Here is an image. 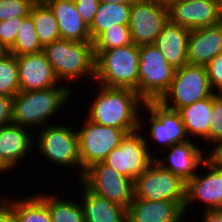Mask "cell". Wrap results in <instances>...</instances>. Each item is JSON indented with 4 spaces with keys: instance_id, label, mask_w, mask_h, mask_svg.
I'll use <instances>...</instances> for the list:
<instances>
[{
    "instance_id": "1",
    "label": "cell",
    "mask_w": 222,
    "mask_h": 222,
    "mask_svg": "<svg viewBox=\"0 0 222 222\" xmlns=\"http://www.w3.org/2000/svg\"><path fill=\"white\" fill-rule=\"evenodd\" d=\"M97 86L100 88L87 108L86 118L98 125L125 129L128 133L139 130L140 111L145 104L139 94L129 88Z\"/></svg>"
},
{
    "instance_id": "2",
    "label": "cell",
    "mask_w": 222,
    "mask_h": 222,
    "mask_svg": "<svg viewBox=\"0 0 222 222\" xmlns=\"http://www.w3.org/2000/svg\"><path fill=\"white\" fill-rule=\"evenodd\" d=\"M73 88V85L71 88L59 84L43 90L18 92L13 97V123L28 129L51 124L50 120L70 101Z\"/></svg>"
},
{
    "instance_id": "3",
    "label": "cell",
    "mask_w": 222,
    "mask_h": 222,
    "mask_svg": "<svg viewBox=\"0 0 222 222\" xmlns=\"http://www.w3.org/2000/svg\"><path fill=\"white\" fill-rule=\"evenodd\" d=\"M43 52L60 83L74 84L76 79L78 82L82 77L94 79L95 55L92 41L59 39L46 45Z\"/></svg>"
},
{
    "instance_id": "4",
    "label": "cell",
    "mask_w": 222,
    "mask_h": 222,
    "mask_svg": "<svg viewBox=\"0 0 222 222\" xmlns=\"http://www.w3.org/2000/svg\"><path fill=\"white\" fill-rule=\"evenodd\" d=\"M95 77L98 84L109 88H129L138 93L139 46L94 50Z\"/></svg>"
},
{
    "instance_id": "5",
    "label": "cell",
    "mask_w": 222,
    "mask_h": 222,
    "mask_svg": "<svg viewBox=\"0 0 222 222\" xmlns=\"http://www.w3.org/2000/svg\"><path fill=\"white\" fill-rule=\"evenodd\" d=\"M55 124V125H54ZM52 123L39 128L38 135L34 136L36 153L41 155L44 160L48 159L54 166L75 167L80 169L78 179H82V166L79 158V146L77 129L69 127L63 123ZM63 124V125H62Z\"/></svg>"
},
{
    "instance_id": "6",
    "label": "cell",
    "mask_w": 222,
    "mask_h": 222,
    "mask_svg": "<svg viewBox=\"0 0 222 222\" xmlns=\"http://www.w3.org/2000/svg\"><path fill=\"white\" fill-rule=\"evenodd\" d=\"M173 68L154 44L139 46L138 94L146 101H159L169 90Z\"/></svg>"
},
{
    "instance_id": "7",
    "label": "cell",
    "mask_w": 222,
    "mask_h": 222,
    "mask_svg": "<svg viewBox=\"0 0 222 222\" xmlns=\"http://www.w3.org/2000/svg\"><path fill=\"white\" fill-rule=\"evenodd\" d=\"M145 120L140 118L139 130L128 133L103 161L118 173L132 179L140 176L154 161L155 154L151 153L148 139L143 136ZM150 150V151H149Z\"/></svg>"
},
{
    "instance_id": "8",
    "label": "cell",
    "mask_w": 222,
    "mask_h": 222,
    "mask_svg": "<svg viewBox=\"0 0 222 222\" xmlns=\"http://www.w3.org/2000/svg\"><path fill=\"white\" fill-rule=\"evenodd\" d=\"M205 66L184 65L175 70L169 90L159 100L165 107L178 111L213 94Z\"/></svg>"
},
{
    "instance_id": "9",
    "label": "cell",
    "mask_w": 222,
    "mask_h": 222,
    "mask_svg": "<svg viewBox=\"0 0 222 222\" xmlns=\"http://www.w3.org/2000/svg\"><path fill=\"white\" fill-rule=\"evenodd\" d=\"M84 122L77 131L82 178L88 168L103 162L106 156L118 147L121 140L128 134L125 129L98 125L87 118Z\"/></svg>"
},
{
    "instance_id": "10",
    "label": "cell",
    "mask_w": 222,
    "mask_h": 222,
    "mask_svg": "<svg viewBox=\"0 0 222 222\" xmlns=\"http://www.w3.org/2000/svg\"><path fill=\"white\" fill-rule=\"evenodd\" d=\"M134 196L149 201L185 202L186 183L153 161L134 179Z\"/></svg>"
},
{
    "instance_id": "11",
    "label": "cell",
    "mask_w": 222,
    "mask_h": 222,
    "mask_svg": "<svg viewBox=\"0 0 222 222\" xmlns=\"http://www.w3.org/2000/svg\"><path fill=\"white\" fill-rule=\"evenodd\" d=\"M90 191L126 209L133 201L134 181L103 162L88 168L80 180Z\"/></svg>"
},
{
    "instance_id": "12",
    "label": "cell",
    "mask_w": 222,
    "mask_h": 222,
    "mask_svg": "<svg viewBox=\"0 0 222 222\" xmlns=\"http://www.w3.org/2000/svg\"><path fill=\"white\" fill-rule=\"evenodd\" d=\"M143 108L145 110L141 111L149 112L148 116L150 114L148 131L143 136L145 139L149 136L151 141L158 143L162 151L189 140L178 111L165 107L159 101H146Z\"/></svg>"
},
{
    "instance_id": "13",
    "label": "cell",
    "mask_w": 222,
    "mask_h": 222,
    "mask_svg": "<svg viewBox=\"0 0 222 222\" xmlns=\"http://www.w3.org/2000/svg\"><path fill=\"white\" fill-rule=\"evenodd\" d=\"M169 20L168 6L156 0H138L130 9L129 27L135 45L153 44Z\"/></svg>"
},
{
    "instance_id": "14",
    "label": "cell",
    "mask_w": 222,
    "mask_h": 222,
    "mask_svg": "<svg viewBox=\"0 0 222 222\" xmlns=\"http://www.w3.org/2000/svg\"><path fill=\"white\" fill-rule=\"evenodd\" d=\"M207 172L196 174L186 184V199L184 204L185 215L195 207V203H202L204 210L222 209V168L203 162ZM194 203V204H193Z\"/></svg>"
},
{
    "instance_id": "15",
    "label": "cell",
    "mask_w": 222,
    "mask_h": 222,
    "mask_svg": "<svg viewBox=\"0 0 222 222\" xmlns=\"http://www.w3.org/2000/svg\"><path fill=\"white\" fill-rule=\"evenodd\" d=\"M197 145L199 146L190 139L174 144L163 150L167 156L155 157L154 161L187 184L198 173V168L202 167L206 160V148Z\"/></svg>"
},
{
    "instance_id": "16",
    "label": "cell",
    "mask_w": 222,
    "mask_h": 222,
    "mask_svg": "<svg viewBox=\"0 0 222 222\" xmlns=\"http://www.w3.org/2000/svg\"><path fill=\"white\" fill-rule=\"evenodd\" d=\"M169 20L189 30L222 22L216 0H175L168 5Z\"/></svg>"
},
{
    "instance_id": "17",
    "label": "cell",
    "mask_w": 222,
    "mask_h": 222,
    "mask_svg": "<svg viewBox=\"0 0 222 222\" xmlns=\"http://www.w3.org/2000/svg\"><path fill=\"white\" fill-rule=\"evenodd\" d=\"M15 57L20 91L43 90L60 84L44 52Z\"/></svg>"
},
{
    "instance_id": "18",
    "label": "cell",
    "mask_w": 222,
    "mask_h": 222,
    "mask_svg": "<svg viewBox=\"0 0 222 222\" xmlns=\"http://www.w3.org/2000/svg\"><path fill=\"white\" fill-rule=\"evenodd\" d=\"M184 204L185 202L149 201L134 196L126 209V222H183L186 219Z\"/></svg>"
},
{
    "instance_id": "19",
    "label": "cell",
    "mask_w": 222,
    "mask_h": 222,
    "mask_svg": "<svg viewBox=\"0 0 222 222\" xmlns=\"http://www.w3.org/2000/svg\"><path fill=\"white\" fill-rule=\"evenodd\" d=\"M33 132L15 123L0 127V161L10 170L17 169L34 147ZM28 154V155H27Z\"/></svg>"
},
{
    "instance_id": "20",
    "label": "cell",
    "mask_w": 222,
    "mask_h": 222,
    "mask_svg": "<svg viewBox=\"0 0 222 222\" xmlns=\"http://www.w3.org/2000/svg\"><path fill=\"white\" fill-rule=\"evenodd\" d=\"M222 50V22L217 25L190 30L188 64L206 66Z\"/></svg>"
},
{
    "instance_id": "21",
    "label": "cell",
    "mask_w": 222,
    "mask_h": 222,
    "mask_svg": "<svg viewBox=\"0 0 222 222\" xmlns=\"http://www.w3.org/2000/svg\"><path fill=\"white\" fill-rule=\"evenodd\" d=\"M53 12L61 39L91 41L89 27L78 13L74 0H42Z\"/></svg>"
},
{
    "instance_id": "22",
    "label": "cell",
    "mask_w": 222,
    "mask_h": 222,
    "mask_svg": "<svg viewBox=\"0 0 222 222\" xmlns=\"http://www.w3.org/2000/svg\"><path fill=\"white\" fill-rule=\"evenodd\" d=\"M189 34V29L168 20L153 43L163 53L167 62L175 69L188 64L187 46Z\"/></svg>"
},
{
    "instance_id": "23",
    "label": "cell",
    "mask_w": 222,
    "mask_h": 222,
    "mask_svg": "<svg viewBox=\"0 0 222 222\" xmlns=\"http://www.w3.org/2000/svg\"><path fill=\"white\" fill-rule=\"evenodd\" d=\"M85 222H126V208L90 191L79 181Z\"/></svg>"
},
{
    "instance_id": "24",
    "label": "cell",
    "mask_w": 222,
    "mask_h": 222,
    "mask_svg": "<svg viewBox=\"0 0 222 222\" xmlns=\"http://www.w3.org/2000/svg\"><path fill=\"white\" fill-rule=\"evenodd\" d=\"M213 107V94L178 110L189 139L197 138L209 143L210 116ZM191 136V138L189 137Z\"/></svg>"
},
{
    "instance_id": "25",
    "label": "cell",
    "mask_w": 222,
    "mask_h": 222,
    "mask_svg": "<svg viewBox=\"0 0 222 222\" xmlns=\"http://www.w3.org/2000/svg\"><path fill=\"white\" fill-rule=\"evenodd\" d=\"M132 5L124 3H102L89 27L91 41L93 42L103 31L118 25H129L130 9Z\"/></svg>"
},
{
    "instance_id": "26",
    "label": "cell",
    "mask_w": 222,
    "mask_h": 222,
    "mask_svg": "<svg viewBox=\"0 0 222 222\" xmlns=\"http://www.w3.org/2000/svg\"><path fill=\"white\" fill-rule=\"evenodd\" d=\"M37 195L47 204L52 222H85L82 205L79 199H71L59 194H46L43 191ZM43 193V194H42Z\"/></svg>"
},
{
    "instance_id": "27",
    "label": "cell",
    "mask_w": 222,
    "mask_h": 222,
    "mask_svg": "<svg viewBox=\"0 0 222 222\" xmlns=\"http://www.w3.org/2000/svg\"><path fill=\"white\" fill-rule=\"evenodd\" d=\"M3 199L13 210L18 222H52L47 204L36 194Z\"/></svg>"
},
{
    "instance_id": "28",
    "label": "cell",
    "mask_w": 222,
    "mask_h": 222,
    "mask_svg": "<svg viewBox=\"0 0 222 222\" xmlns=\"http://www.w3.org/2000/svg\"><path fill=\"white\" fill-rule=\"evenodd\" d=\"M29 15L34 21L38 41L43 48L61 39L58 22L51 9L42 0H37L32 5Z\"/></svg>"
},
{
    "instance_id": "29",
    "label": "cell",
    "mask_w": 222,
    "mask_h": 222,
    "mask_svg": "<svg viewBox=\"0 0 222 222\" xmlns=\"http://www.w3.org/2000/svg\"><path fill=\"white\" fill-rule=\"evenodd\" d=\"M7 52L14 56L43 52V47L38 41L34 21L30 15L23 20L15 42Z\"/></svg>"
},
{
    "instance_id": "30",
    "label": "cell",
    "mask_w": 222,
    "mask_h": 222,
    "mask_svg": "<svg viewBox=\"0 0 222 222\" xmlns=\"http://www.w3.org/2000/svg\"><path fill=\"white\" fill-rule=\"evenodd\" d=\"M20 92L16 57L9 52L0 56V96L14 97Z\"/></svg>"
},
{
    "instance_id": "31",
    "label": "cell",
    "mask_w": 222,
    "mask_h": 222,
    "mask_svg": "<svg viewBox=\"0 0 222 222\" xmlns=\"http://www.w3.org/2000/svg\"><path fill=\"white\" fill-rule=\"evenodd\" d=\"M133 44L129 25H118L103 31L94 41L93 50H108Z\"/></svg>"
},
{
    "instance_id": "32",
    "label": "cell",
    "mask_w": 222,
    "mask_h": 222,
    "mask_svg": "<svg viewBox=\"0 0 222 222\" xmlns=\"http://www.w3.org/2000/svg\"><path fill=\"white\" fill-rule=\"evenodd\" d=\"M37 0H0V21L14 17H27Z\"/></svg>"
},
{
    "instance_id": "33",
    "label": "cell",
    "mask_w": 222,
    "mask_h": 222,
    "mask_svg": "<svg viewBox=\"0 0 222 222\" xmlns=\"http://www.w3.org/2000/svg\"><path fill=\"white\" fill-rule=\"evenodd\" d=\"M209 144L222 139V95L213 93V107L210 116Z\"/></svg>"
},
{
    "instance_id": "34",
    "label": "cell",
    "mask_w": 222,
    "mask_h": 222,
    "mask_svg": "<svg viewBox=\"0 0 222 222\" xmlns=\"http://www.w3.org/2000/svg\"><path fill=\"white\" fill-rule=\"evenodd\" d=\"M26 17H14L0 21V45L7 52L14 44L19 28Z\"/></svg>"
},
{
    "instance_id": "35",
    "label": "cell",
    "mask_w": 222,
    "mask_h": 222,
    "mask_svg": "<svg viewBox=\"0 0 222 222\" xmlns=\"http://www.w3.org/2000/svg\"><path fill=\"white\" fill-rule=\"evenodd\" d=\"M209 84L214 93H222V50L206 66Z\"/></svg>"
},
{
    "instance_id": "36",
    "label": "cell",
    "mask_w": 222,
    "mask_h": 222,
    "mask_svg": "<svg viewBox=\"0 0 222 222\" xmlns=\"http://www.w3.org/2000/svg\"><path fill=\"white\" fill-rule=\"evenodd\" d=\"M74 3L83 22L90 27L98 11L100 0H74Z\"/></svg>"
},
{
    "instance_id": "37",
    "label": "cell",
    "mask_w": 222,
    "mask_h": 222,
    "mask_svg": "<svg viewBox=\"0 0 222 222\" xmlns=\"http://www.w3.org/2000/svg\"><path fill=\"white\" fill-rule=\"evenodd\" d=\"M13 123V97L0 96V127Z\"/></svg>"
},
{
    "instance_id": "38",
    "label": "cell",
    "mask_w": 222,
    "mask_h": 222,
    "mask_svg": "<svg viewBox=\"0 0 222 222\" xmlns=\"http://www.w3.org/2000/svg\"><path fill=\"white\" fill-rule=\"evenodd\" d=\"M212 145L209 149L210 153H206V160L212 165L222 168V139L215 141Z\"/></svg>"
},
{
    "instance_id": "39",
    "label": "cell",
    "mask_w": 222,
    "mask_h": 222,
    "mask_svg": "<svg viewBox=\"0 0 222 222\" xmlns=\"http://www.w3.org/2000/svg\"><path fill=\"white\" fill-rule=\"evenodd\" d=\"M1 200H0V222H18L15 217L14 210L3 199Z\"/></svg>"
},
{
    "instance_id": "40",
    "label": "cell",
    "mask_w": 222,
    "mask_h": 222,
    "mask_svg": "<svg viewBox=\"0 0 222 222\" xmlns=\"http://www.w3.org/2000/svg\"><path fill=\"white\" fill-rule=\"evenodd\" d=\"M200 222H222V209L205 210Z\"/></svg>"
},
{
    "instance_id": "41",
    "label": "cell",
    "mask_w": 222,
    "mask_h": 222,
    "mask_svg": "<svg viewBox=\"0 0 222 222\" xmlns=\"http://www.w3.org/2000/svg\"><path fill=\"white\" fill-rule=\"evenodd\" d=\"M136 1L138 0H100L102 3H124L127 5H132Z\"/></svg>"
},
{
    "instance_id": "42",
    "label": "cell",
    "mask_w": 222,
    "mask_h": 222,
    "mask_svg": "<svg viewBox=\"0 0 222 222\" xmlns=\"http://www.w3.org/2000/svg\"><path fill=\"white\" fill-rule=\"evenodd\" d=\"M10 170L0 161V174L8 173Z\"/></svg>"
},
{
    "instance_id": "43",
    "label": "cell",
    "mask_w": 222,
    "mask_h": 222,
    "mask_svg": "<svg viewBox=\"0 0 222 222\" xmlns=\"http://www.w3.org/2000/svg\"><path fill=\"white\" fill-rule=\"evenodd\" d=\"M220 16L222 18V0H216Z\"/></svg>"
},
{
    "instance_id": "44",
    "label": "cell",
    "mask_w": 222,
    "mask_h": 222,
    "mask_svg": "<svg viewBox=\"0 0 222 222\" xmlns=\"http://www.w3.org/2000/svg\"><path fill=\"white\" fill-rule=\"evenodd\" d=\"M156 1H158L159 3H163V4L168 6L172 1H175V0H156Z\"/></svg>"
},
{
    "instance_id": "45",
    "label": "cell",
    "mask_w": 222,
    "mask_h": 222,
    "mask_svg": "<svg viewBox=\"0 0 222 222\" xmlns=\"http://www.w3.org/2000/svg\"><path fill=\"white\" fill-rule=\"evenodd\" d=\"M5 52V49L0 45V56H2Z\"/></svg>"
}]
</instances>
